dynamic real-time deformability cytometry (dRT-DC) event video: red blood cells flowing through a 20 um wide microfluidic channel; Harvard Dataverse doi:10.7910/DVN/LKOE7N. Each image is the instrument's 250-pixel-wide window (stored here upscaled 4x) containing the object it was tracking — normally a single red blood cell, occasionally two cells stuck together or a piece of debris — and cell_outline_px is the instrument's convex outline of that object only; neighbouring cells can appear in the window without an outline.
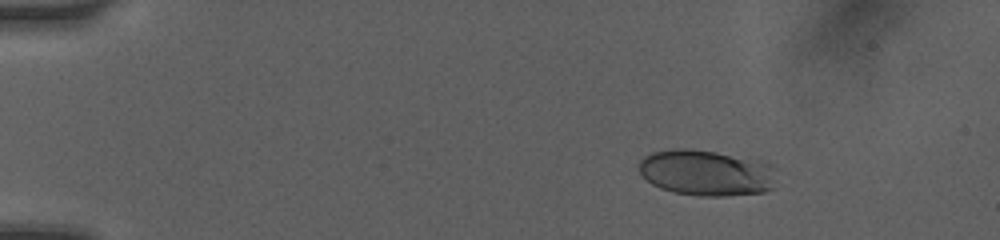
{"species": "human", "species_latin": "Homo sapiens", "temperature_condition": "room temperature", "stored_images_in_passage": 6, "camera_frame_rate_fps": 3000, "um_per_image_px": 0.085, "donor": {"sex": "female"}, "frame": {"image": 1, "passage_image": 2, "time_ms": 1.0, "image_size_px": [1000, 240], "cell_outline_px": [[776, 168], [772, 188], [764, 192], [724, 196], [700, 196], [672, 192], [660, 188], [652, 184], [640, 172], [636, 164], [644, 156], [652, 152], [672, 148], [688, 148], [716, 152], [776, 164]], "centroid_in_image_um": [60.03, 14.68], "position_along_channel_um": 25.0, "area_um2": 37.17}}
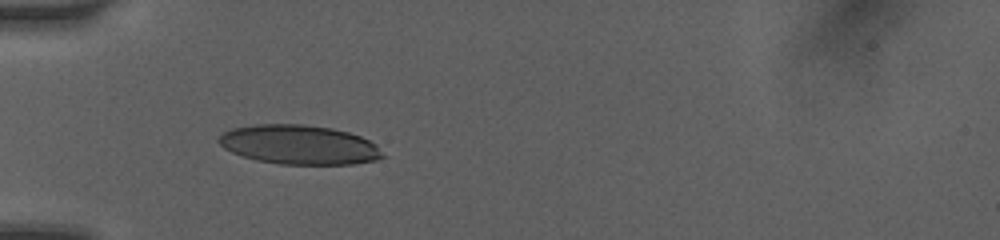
{"frame": {"image": 2, "passage_image": 5, "time_ms": 4.0, "image_size_px": [1000, 240], "cell_outline_px": [[384, 156], [376, 160], [352, 164], [280, 164], [256, 160], [232, 152], [224, 148], [216, 140], [224, 132], [232, 128], [256, 124], [304, 124], [332, 128], [348, 132], [360, 136], [376, 144]], "centroid_in_image_um": [25.41, 12.29], "position_along_channel_um": 59.6, "area_um2": 37.45}}